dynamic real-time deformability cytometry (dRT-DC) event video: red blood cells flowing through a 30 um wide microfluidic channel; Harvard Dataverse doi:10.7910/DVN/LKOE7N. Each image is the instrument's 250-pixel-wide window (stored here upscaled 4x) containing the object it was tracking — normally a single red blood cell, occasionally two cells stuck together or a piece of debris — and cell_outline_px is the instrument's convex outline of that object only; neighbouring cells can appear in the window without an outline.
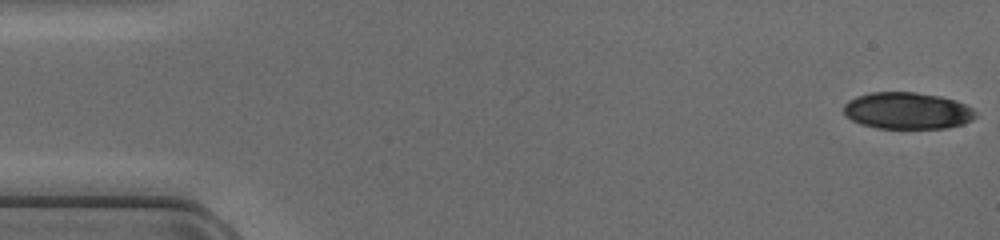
{"species": "common noctule bat (a hibernating species)", "species_latin": "Nyctalus noctula", "temperature_condition": "cold", "stored_images_in_passage": 47, "camera_frame_rate_fps": 3000, "um_per_image_px": 0.085, "animal": {"sex": "female", "body_mass_g": 17.0, "forearm_length_mm": 48.0}, "frame": {"image": 1, "passage_image": 1, "time_ms": 0.0, "image_size_px": [1000, 240], "cell_outline_px": [[976, 116], [972, 120], [964, 124], [948, 128], [876, 128], [860, 124], [844, 116], [844, 104], [848, 100], [856, 96], [872, 92], [916, 92], [940, 96], [956, 100], [972, 108], [976, 112]], "centroid_in_image_um": [77.11, 9.41], "position_along_channel_um": 7.9, "area_um2": 28.5}}
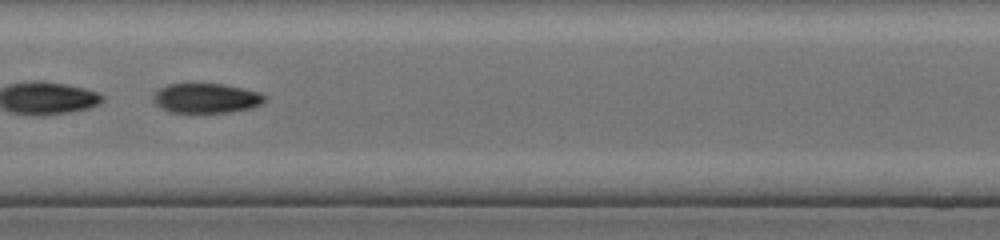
{"frame": {"image": 2, "passage_image": 24, "time_ms": 7.667, "image_size_px": [1000, 240], "cell_outline_px": [[268, 100], [264, 104], [252, 108], [228, 112], [168, 112], [160, 108], [152, 100], [152, 96], [160, 88], [168, 84], [224, 84], [244, 88], [260, 92], [268, 96]], "centroid_in_image_um": [17.59, 8.35], "position_along_channel_um": 189.8, "area_um2": 19.59}}
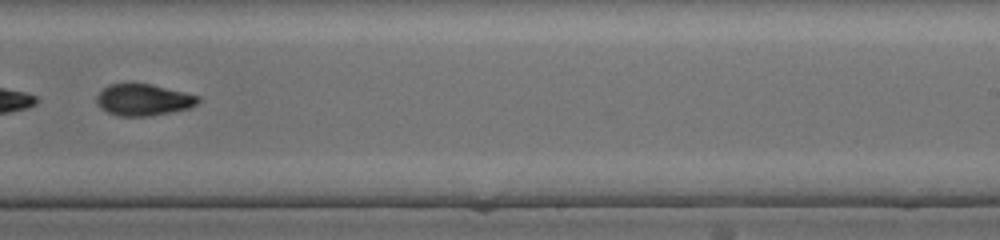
{"frame": {"image": 3, "passage_image": 30, "time_ms": 9.667, "image_size_px": [1000, 240], "cell_outline_px": [[200, 100], [196, 104], [188, 108], [148, 116], [116, 116], [100, 108], [96, 104], [96, 96], [108, 84], [152, 84], [200, 96]], "centroid_in_image_um": [12.16, 8.48], "position_along_channel_um": 276.8, "area_um2": 18.55}}